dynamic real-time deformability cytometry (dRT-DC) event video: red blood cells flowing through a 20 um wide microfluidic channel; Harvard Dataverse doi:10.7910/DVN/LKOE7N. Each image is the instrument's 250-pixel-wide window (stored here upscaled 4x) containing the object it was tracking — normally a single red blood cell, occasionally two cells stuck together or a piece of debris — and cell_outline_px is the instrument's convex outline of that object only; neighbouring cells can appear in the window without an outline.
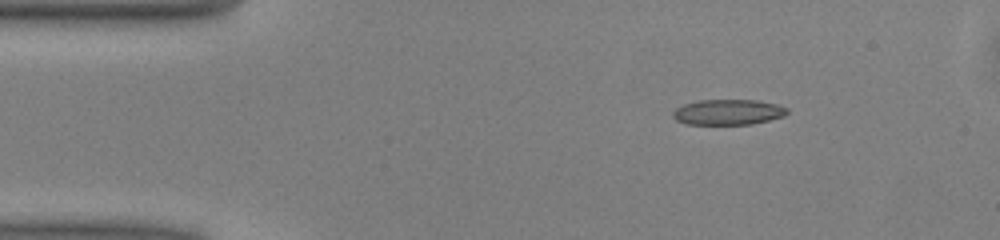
{"species": "common noctule bat (a hibernating species)", "species_latin": "Nyctalus noctula", "temperature_condition": "warm", "stored_images_in_passage": 44, "camera_frame_rate_fps": 3000, "um_per_image_px": 0.085, "animal": {"sex": "male", "body_mass_g": 13.0, "forearm_length_mm": 53.1}, "frame": {"image": 1, "passage_image": 1, "time_ms": 0.0, "image_size_px": [1000, 240], "cell_outline_px": [[788, 112], [784, 116], [752, 124], [688, 124], [676, 120], [672, 116], [672, 112], [676, 108], [684, 104], [700, 100], [756, 100], [776, 104], [788, 108]], "centroid_in_image_um": [61.88, 9.53], "position_along_channel_um": 23.1, "area_um2": 16.88}}
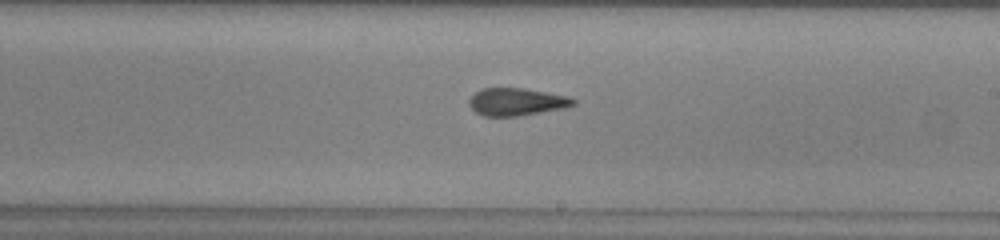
{"frame": {"image": 2, "passage_image": 22, "time_ms": 7.0, "image_size_px": [1000, 240], "cell_outline_px": [[576, 104], [568, 108], [516, 116], [484, 116], [476, 112], [468, 104], [468, 100], [476, 92], [484, 88], [524, 88], [568, 96], [576, 100]], "centroid_in_image_um": [43.94, 8.66], "position_along_channel_um": 245.1, "area_um2": 16.76}}
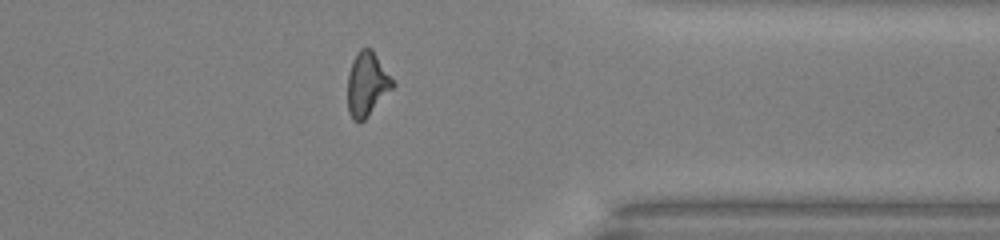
{"frame": {"image": 3, "passage_image": 33, "time_ms": 10.667, "image_size_px": [1000, 240], "cell_outline_px": [[396, 84], [364, 120], [360, 124], [352, 120], [348, 112], [348, 72], [352, 60], [356, 52], [360, 48], [372, 48]], "centroid_in_image_um": [31.18, 7.14], "position_along_channel_um": 380.2, "area_um2": 16.94}, "authors_computed_cell_mechanics": {"area_um2": 16.9932, "velocity_mm_per_s": 4.0724, "shape_relaxation_time_tau1_ms": 9.6014, "shape_relaxation_time_tau2_ms": 2.736, "deformation_change_tau1": 0.2252, "deformation_change_tau2": 0.1131}}